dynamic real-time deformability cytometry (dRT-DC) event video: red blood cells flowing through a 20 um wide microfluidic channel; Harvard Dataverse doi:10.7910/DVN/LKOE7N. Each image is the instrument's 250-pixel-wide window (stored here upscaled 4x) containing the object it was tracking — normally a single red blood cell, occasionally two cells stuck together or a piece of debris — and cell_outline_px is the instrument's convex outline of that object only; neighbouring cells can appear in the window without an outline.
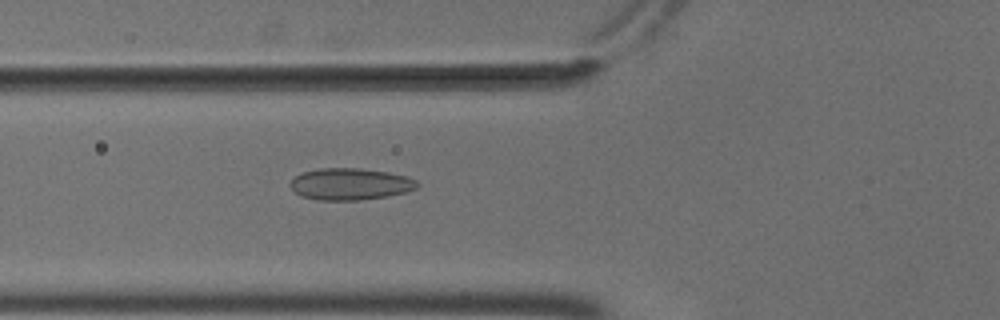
{"species": "common noctule bat (a hibernating species)", "species_latin": "Nyctalus noctula", "temperature_condition": "cold", "stored_images_in_passage": 55, "camera_frame_rate_fps": 3000, "um_per_image_px": 0.085, "animal": {"sex": "male", "body_mass_g": 18.8}, "frame": {"image": 1, "passage_image": 21, "time_ms": 6.667, "image_size_px": [1000, 320], "cell_outline_px": [[420, 184], [416, 188], [404, 192], [388, 196], [360, 200], [320, 200], [300, 196], [288, 184], [296, 176], [304, 172], [320, 168], [360, 168], [388, 172], [408, 176], [416, 180]], "centroid_in_image_um": [29.79, 15.64], "position_along_channel_um": 96.0, "area_um2": 23.47}}
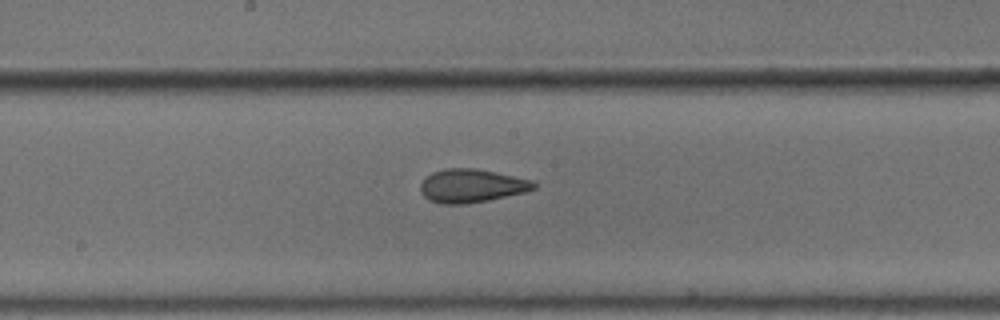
{"frame": {"image": 2, "passage_image": 30, "time_ms": 9.667, "image_size_px": [1000, 320], "cell_outline_px": [[536, 188], [524, 192], [488, 200], [464, 204], [444, 204], [428, 200], [420, 192], [420, 184], [424, 176], [432, 172], [444, 168], [476, 168], [496, 172], [532, 180], [536, 184]], "centroid_in_image_um": [40.03, 15.78], "position_along_channel_um": 208.2, "area_um2": 22.2}}
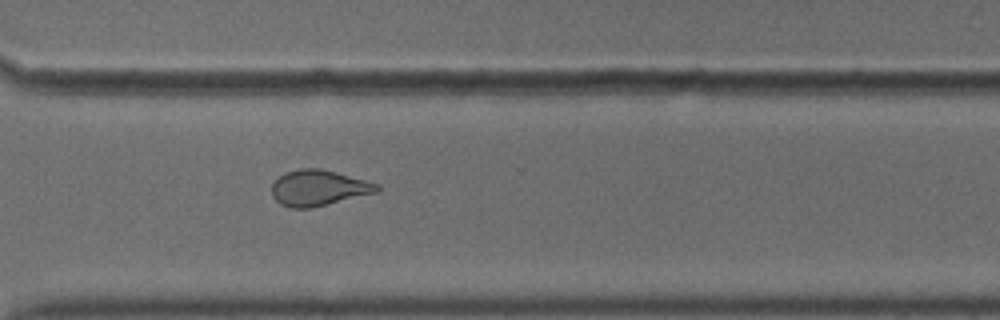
{"frame": {"image": 3, "passage_image": 41, "time_ms": 13.333, "image_size_px": [1000, 320], "cell_outline_px": [[380, 192], [312, 208], [292, 208], [280, 204], [272, 196], [272, 184], [284, 172], [300, 168], [320, 168], [336, 172], [380, 184]], "centroid_in_image_um": [27.1, 15.98], "position_along_channel_um": 343.5, "area_um2": 22.14}, "authors_computed_cell_mechanics": {"area_um2": 23.2356, "velocity_mm_per_s": 3.7062, "shape_relaxation_time_tau1_ms": null, "shape_relaxation_time_tau2_ms": 1.6065, "deformation_change_tau1": null, "deformation_change_tau2": 0.0758}}